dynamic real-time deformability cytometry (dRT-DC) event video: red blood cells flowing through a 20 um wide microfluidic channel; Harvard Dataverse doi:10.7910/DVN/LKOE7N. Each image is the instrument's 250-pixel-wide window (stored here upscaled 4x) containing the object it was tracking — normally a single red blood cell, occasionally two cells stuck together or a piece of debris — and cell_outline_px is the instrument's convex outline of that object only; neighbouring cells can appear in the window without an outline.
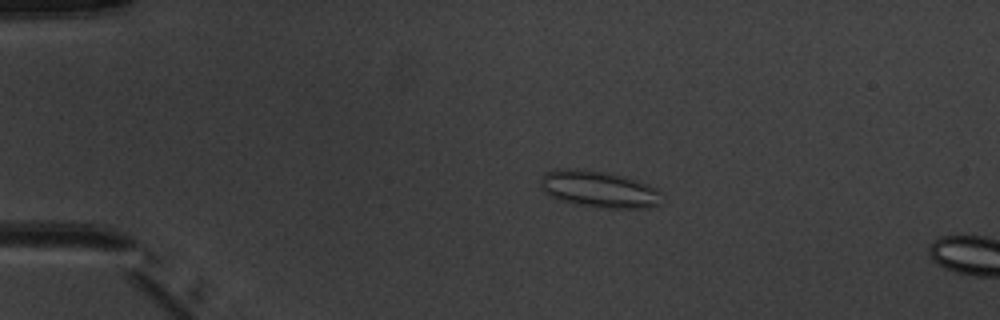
{"species": "common noctule bat (a hibernating species)", "species_latin": "Nyctalus noctula", "temperature_condition": "warm", "stored_images_in_passage": 5, "camera_frame_rate_fps": 3000, "um_per_image_px": 0.085, "animal": {"sex": "male", "body_mass_g": 20.1, "forearm_length_mm": 53.5}, "frame": {"image": 1, "passage_image": 4, "time_ms": 3.667, "image_size_px": [1000, 320], "cell_outline_px": [[660, 204], [648, 208], [608, 208], [572, 204], [548, 196], [540, 188], [540, 180], [544, 172], [556, 168], [576, 168], [604, 172], [624, 176], [636, 180], [656, 188], [660, 192]], "centroid_in_image_um": [50.83, 16.08], "position_along_channel_um": 34.2, "area_um2": 26.18}}